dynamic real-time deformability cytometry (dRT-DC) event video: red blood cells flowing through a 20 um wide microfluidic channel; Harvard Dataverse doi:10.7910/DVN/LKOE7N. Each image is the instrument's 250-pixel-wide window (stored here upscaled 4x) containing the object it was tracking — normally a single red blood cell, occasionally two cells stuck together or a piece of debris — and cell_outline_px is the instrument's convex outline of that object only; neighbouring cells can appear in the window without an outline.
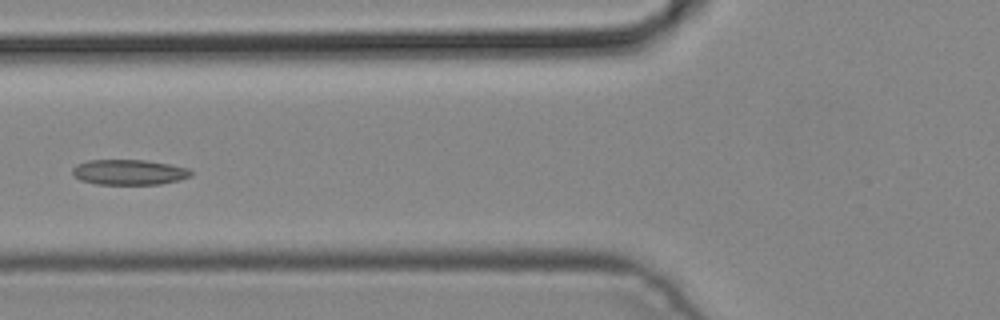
{"species": "common noctule bat (a hibernating species)", "species_latin": "Nyctalus noctula", "temperature_condition": "cold", "stored_images_in_passage": 6, "camera_frame_rate_fps": 3000, "um_per_image_px": 0.085, "animal": {"sex": "male", "body_mass_g": 19.2, "forearm_length_mm": 51.8}, "frame": {"image": 1, "passage_image": 6, "time_ms": 1.667, "image_size_px": [1000, 320], "cell_outline_px": [[192, 176], [180, 180], [160, 184], [96, 184], [80, 180], [72, 176], [72, 168], [76, 164], [88, 160], [144, 160], [168, 164], [188, 168], [192, 172]], "centroid_in_image_um": [10.94, 14.64], "position_along_channel_um": 114.9, "area_um2": 17.57}}